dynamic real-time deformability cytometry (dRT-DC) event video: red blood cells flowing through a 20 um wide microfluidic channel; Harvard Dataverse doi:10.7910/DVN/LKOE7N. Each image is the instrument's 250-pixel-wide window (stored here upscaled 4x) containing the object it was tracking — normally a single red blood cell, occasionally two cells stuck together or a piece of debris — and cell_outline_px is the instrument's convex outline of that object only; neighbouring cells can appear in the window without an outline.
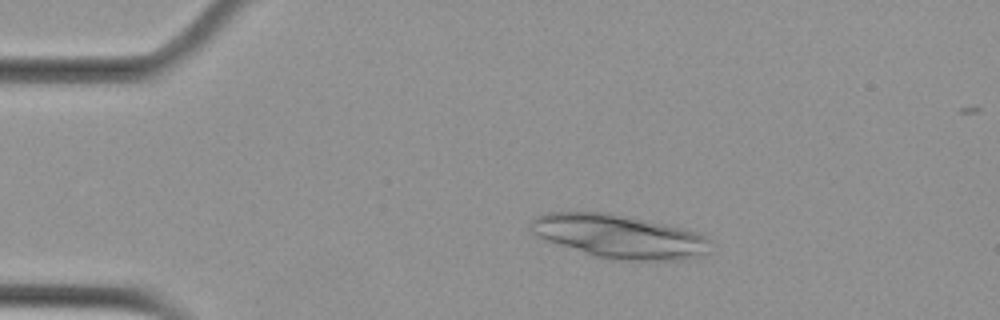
{"species": "Egyptian fruit bat (a non-hibernating species)", "species_latin": "Rousettus aegyptiacus", "temperature_condition": "cold", "stored_images_in_passage": 8, "camera_frame_rate_fps": 3000, "um_per_image_px": 0.085, "animal": {"sex": "female"}, "frame": {"image": 1, "passage_image": 3, "time_ms": 0.667, "image_size_px": [1000, 320], "cell_outline_px": [[708, 252], [704, 256], [680, 260], [612, 260], [596, 256], [548, 240], [532, 232], [528, 228], [528, 224], [536, 216], [548, 212], [600, 212], [684, 228], [700, 232], [708, 240]], "centroid_in_image_um": [52.65, 20.1], "position_along_channel_um": 32.3, "area_um2": 44.91}}